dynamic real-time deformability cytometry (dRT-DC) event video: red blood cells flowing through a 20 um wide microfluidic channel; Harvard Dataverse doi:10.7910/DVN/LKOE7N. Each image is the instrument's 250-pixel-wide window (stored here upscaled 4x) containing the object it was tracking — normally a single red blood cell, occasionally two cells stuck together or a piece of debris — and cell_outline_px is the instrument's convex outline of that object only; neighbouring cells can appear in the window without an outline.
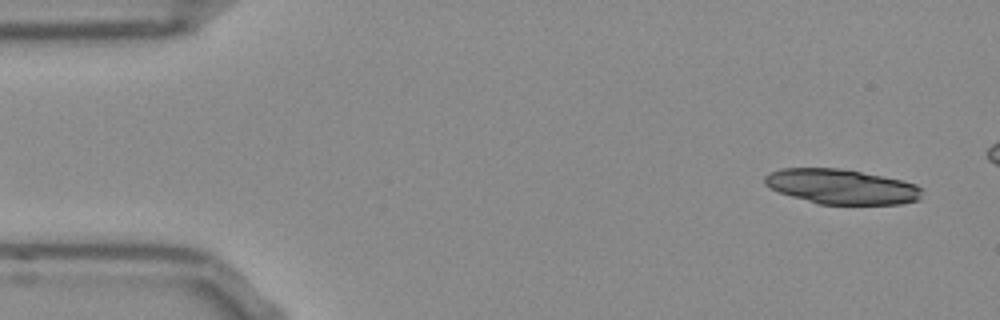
{"species": "Egyptian fruit bat (a non-hibernating species)", "species_latin": "Rousettus aegyptiacus", "temperature_condition": "room temperature", "stored_images_in_passage": 21, "camera_frame_rate_fps": 3000, "um_per_image_px": 0.085, "frame": {"image": 1, "passage_image": 1, "time_ms": 0.0, "image_size_px": [1000, 320], "cell_outline_px": [[920, 200], [900, 204], [820, 204], [792, 196], [780, 192], [764, 184], [764, 176], [780, 168], [840, 168], [900, 180], [916, 184], [920, 188]], "centroid_in_image_um": [71.52, 15.86], "position_along_channel_um": 13.5, "area_um2": 31.56}}